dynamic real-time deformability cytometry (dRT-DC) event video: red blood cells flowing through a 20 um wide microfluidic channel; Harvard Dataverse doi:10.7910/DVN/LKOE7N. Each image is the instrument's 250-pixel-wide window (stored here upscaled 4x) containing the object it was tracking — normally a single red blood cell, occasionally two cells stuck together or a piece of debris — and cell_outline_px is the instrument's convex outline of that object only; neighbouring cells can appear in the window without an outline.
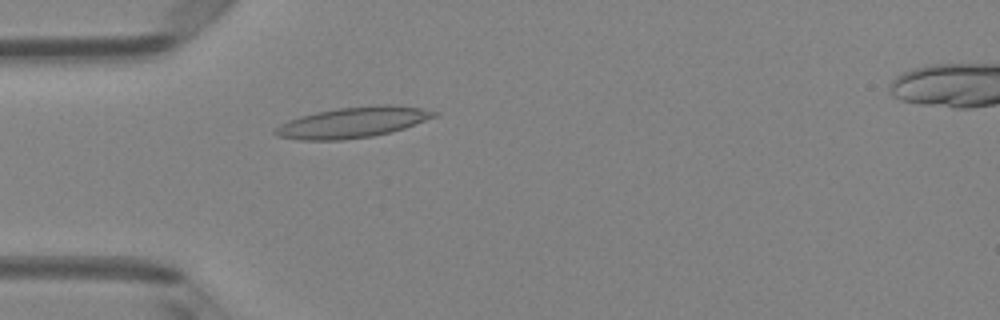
{"species": "Egyptian fruit bat (a non-hibernating species)", "species_latin": "Rousettus aegyptiacus", "temperature_condition": "room temperature", "stored_images_in_passage": 4, "camera_frame_rate_fps": 3000, "um_per_image_px": 0.085, "animal": {"sex": "female"}, "frame": {"image": 1, "passage_image": 4, "time_ms": 1.0, "image_size_px": [1000, 320], "cell_outline_px": [[436, 116], [404, 128], [392, 132], [372, 136], [344, 140], [300, 140], [276, 136], [272, 132], [280, 124], [288, 120], [300, 116], [316, 112], [336, 108], [376, 104], [388, 104], [420, 108], [436, 112]], "centroid_in_image_um": [29.93, 10.4], "position_along_channel_um": 55.1, "area_um2": 28.44}}